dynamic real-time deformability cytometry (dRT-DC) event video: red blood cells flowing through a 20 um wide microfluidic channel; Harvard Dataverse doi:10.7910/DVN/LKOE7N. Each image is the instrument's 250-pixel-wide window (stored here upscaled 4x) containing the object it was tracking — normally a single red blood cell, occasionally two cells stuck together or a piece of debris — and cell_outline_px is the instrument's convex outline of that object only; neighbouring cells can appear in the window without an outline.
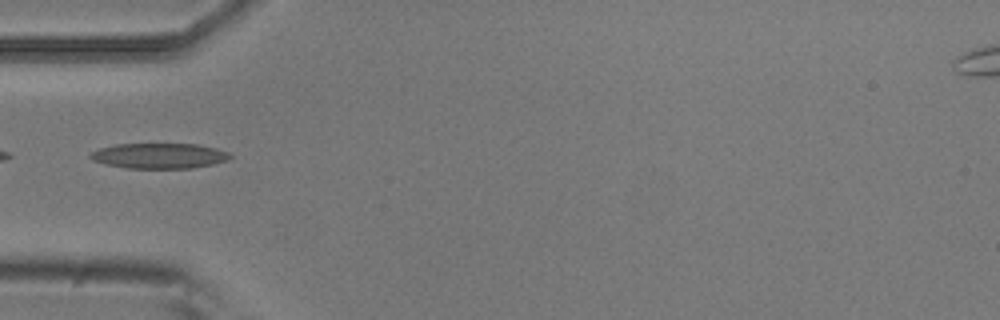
{"species": "common noctule bat (a hibernating species)", "species_latin": "Nyctalus noctula", "temperature_condition": "room temperature", "stored_images_in_passage": 3, "camera_frame_rate_fps": 3000, "um_per_image_px": 0.085, "animal": {"sex": "male", "body_mass_g": 20.5, "forearm_length_mm": 52.5}, "frame": {"image": 1, "passage_image": 2, "time_ms": 0.333, "image_size_px": [1000, 320], "cell_outline_px": [[232, 156], [228, 160], [212, 164], [192, 168], [128, 168], [108, 164], [92, 160], [88, 156], [92, 152], [100, 148], [116, 144], [196, 144], [216, 148], [228, 152]], "centroid_in_image_um": [13.55, 13.24], "position_along_channel_um": 71.4, "area_um2": 20.46}}
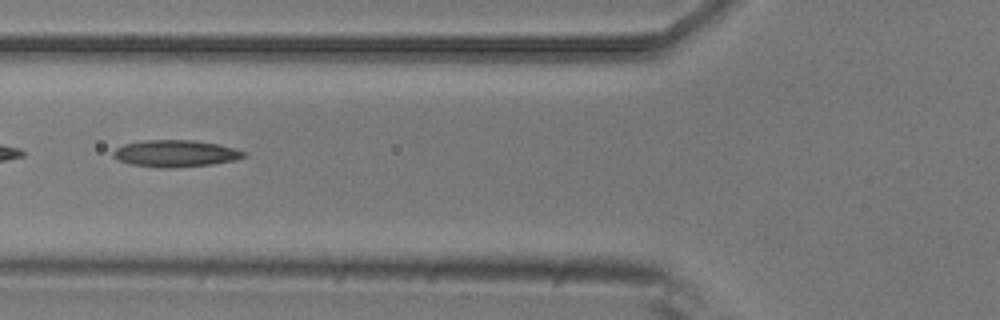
{"frame": {"image": 2, "passage_image": 3, "time_ms": 0.667, "image_size_px": [1000, 320], "cell_outline_px": [[248, 156], [236, 160], [212, 164], [176, 168], [156, 168], [128, 164], [116, 160], [112, 156], [112, 152], [116, 148], [124, 144], [144, 140], [192, 140], [220, 144], [236, 148], [248, 152]], "centroid_in_image_um": [14.93, 13.06], "position_along_channel_um": 110.9, "area_um2": 20.98}}